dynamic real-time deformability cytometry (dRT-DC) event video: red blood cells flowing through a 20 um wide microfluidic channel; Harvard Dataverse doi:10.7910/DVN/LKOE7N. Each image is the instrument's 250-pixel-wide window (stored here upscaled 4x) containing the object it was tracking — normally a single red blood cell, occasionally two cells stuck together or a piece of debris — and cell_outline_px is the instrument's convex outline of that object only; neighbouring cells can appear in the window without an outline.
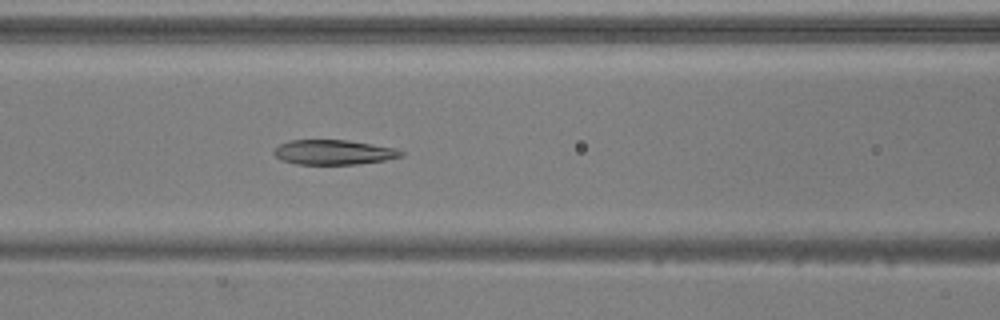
{"species": "common noctule bat (a hibernating species)", "species_latin": "Nyctalus noctula", "temperature_condition": "warm", "stored_images_in_passage": 52, "camera_frame_rate_fps": 3000, "um_per_image_px": 0.085, "animal": {"sex": "male", "body_mass_g": 20.5, "forearm_length_mm": 52.5}, "frame": {"image": 1, "passage_image": 22, "time_ms": 7.0, "image_size_px": [1000, 320], "cell_outline_px": [[404, 156], [384, 160], [356, 164], [296, 164], [280, 160], [272, 152], [280, 144], [288, 140], [348, 140], [396, 148], [404, 152]], "centroid_in_image_um": [28.35, 12.94], "position_along_channel_um": 138.2, "area_um2": 18.38}}
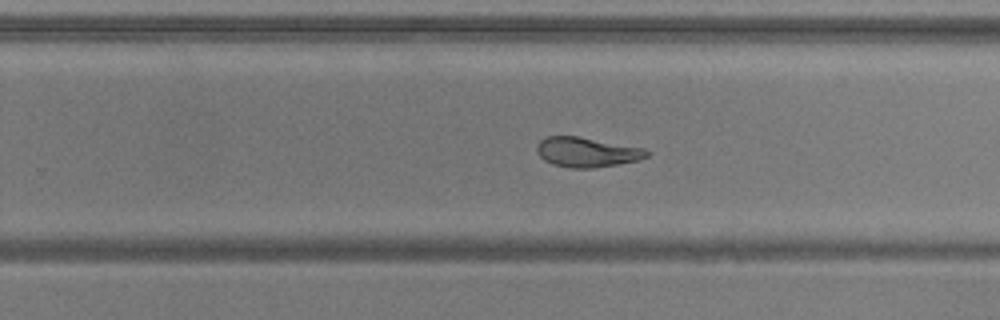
{"frame": {"image": 2, "passage_image": 33, "time_ms": 10.667, "image_size_px": [1000, 320], "cell_outline_px": [[652, 152], [648, 156], [636, 160], [616, 164], [592, 168], [572, 168], [552, 164], [544, 160], [536, 152], [536, 144], [544, 136], [576, 136], [644, 148]], "centroid_in_image_um": [49.84, 12.92], "position_along_channel_um": 280.0, "area_um2": 19.02}}
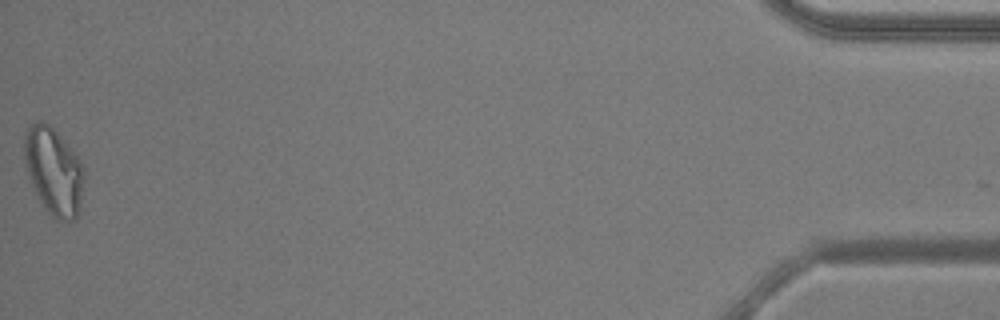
{"frame": {"image": 3, "passage_image": 52, "time_ms": 17.0, "image_size_px": [1000, 320], "cell_outline_px": [[84, 180], [80, 204], [76, 220], [56, 220], [44, 208], [32, 184], [24, 160], [24, 136], [28, 128], [36, 120], [40, 120], [48, 124], [56, 132], [76, 156], [84, 168]], "centroid_in_image_um": [4.56, 14.57], "position_along_channel_um": 430.6, "area_um2": 29.88}, "authors_computed_cell_mechanics": {"area_um2": 21.5594, "velocity_mm_per_s": 3.8778, "shape_relaxation_time_tau1_ms": 6.1993, "shape_relaxation_time_tau2_ms": 2.2657, "deformation_change_tau1": 0.2019, "deformation_change_tau2": 0.091}}